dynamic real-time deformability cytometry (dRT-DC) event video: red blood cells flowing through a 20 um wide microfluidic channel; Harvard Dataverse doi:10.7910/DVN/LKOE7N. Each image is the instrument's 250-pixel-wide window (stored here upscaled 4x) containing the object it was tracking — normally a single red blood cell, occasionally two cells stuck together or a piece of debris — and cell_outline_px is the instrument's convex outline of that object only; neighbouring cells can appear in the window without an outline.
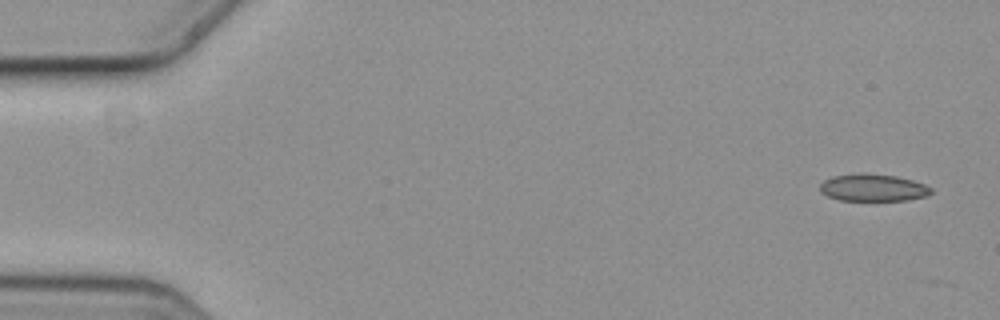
{"species": "common noctule bat (a hibernating species)", "species_latin": "Nyctalus noctula", "temperature_condition": "cold", "stored_images_in_passage": 6, "camera_frame_rate_fps": 3000, "um_per_image_px": 0.085, "animal": {"sex": "female", "body_mass_g": 19.3, "forearm_length_mm": 54.1}, "frame": {"image": 1, "passage_image": 1, "time_ms": 0.0, "image_size_px": [1000, 320], "cell_outline_px": [[932, 192], [928, 196], [908, 200], [840, 200], [828, 196], [820, 192], [820, 184], [824, 180], [832, 176], [896, 176], [912, 180], [924, 184], [932, 188]], "centroid_in_image_um": [74.25, 16.0], "position_along_channel_um": 10.7, "area_um2": 16.82}}